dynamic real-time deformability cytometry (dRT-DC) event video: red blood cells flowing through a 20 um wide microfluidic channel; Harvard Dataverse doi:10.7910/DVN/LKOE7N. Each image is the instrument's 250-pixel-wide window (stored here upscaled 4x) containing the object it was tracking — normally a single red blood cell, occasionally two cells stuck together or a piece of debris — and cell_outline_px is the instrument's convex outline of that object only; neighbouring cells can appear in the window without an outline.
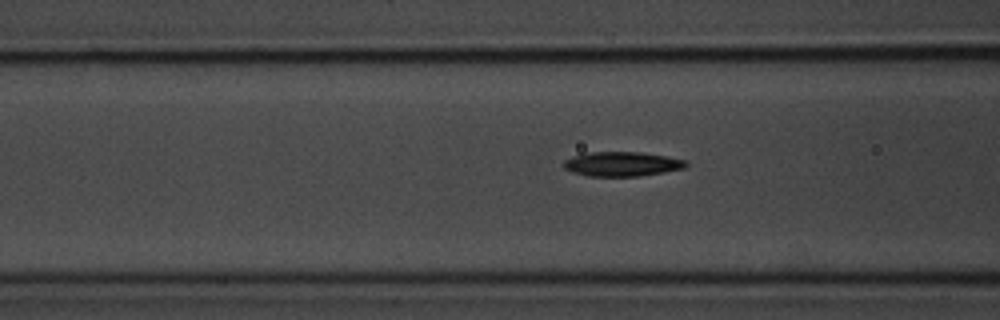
{"species": "common noctule bat (a hibernating species)", "species_latin": "Nyctalus noctula", "temperature_condition": "room temperature", "stored_images_in_passage": 6, "camera_frame_rate_fps": 3000, "um_per_image_px": 0.085, "animal": {"sex": "male", "body_mass_g": 20.1, "forearm_length_mm": 53.5}, "frame": {"image": 1, "passage_image": 5, "time_ms": 1.333, "image_size_px": [1000, 320], "cell_outline_px": [[688, 164], [684, 168], [664, 172], [640, 176], [588, 176], [572, 172], [564, 168], [564, 160], [572, 156], [584, 152], [640, 152], [668, 156], [688, 160]], "centroid_in_image_um": [52.88, 13.93], "position_along_channel_um": 113.7, "area_um2": 17.63}}